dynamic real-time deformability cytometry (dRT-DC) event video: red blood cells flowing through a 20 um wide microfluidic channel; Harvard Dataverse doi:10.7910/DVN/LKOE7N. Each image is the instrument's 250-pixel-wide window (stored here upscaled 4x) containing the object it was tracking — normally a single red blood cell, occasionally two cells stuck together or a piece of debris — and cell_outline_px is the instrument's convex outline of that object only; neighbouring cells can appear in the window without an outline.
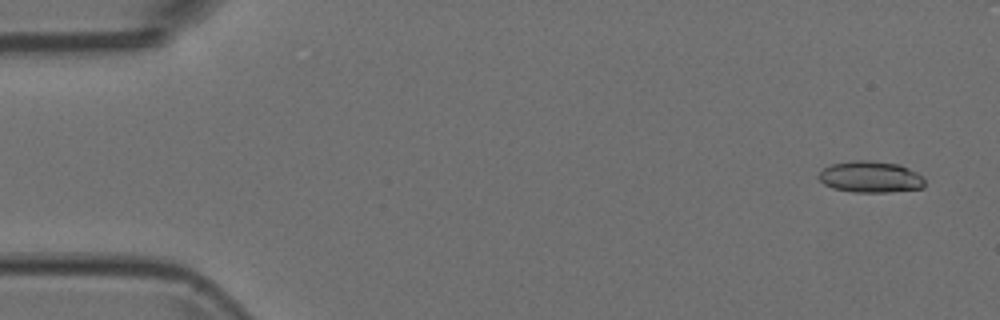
{"species": "Egyptian fruit bat (a non-hibernating species)", "species_latin": "Rousettus aegyptiacus", "temperature_condition": "room temperature", "stored_images_in_passage": 4, "camera_frame_rate_fps": 3000, "um_per_image_px": 0.085, "animal": {"sex": "female"}, "frame": {"image": 1, "passage_image": 1, "time_ms": 0.0, "image_size_px": [1000, 320], "cell_outline_px": [[924, 188], [888, 192], [852, 192], [832, 188], [824, 184], [820, 180], [820, 172], [824, 168], [832, 164], [852, 160], [872, 160], [900, 164], [924, 176]], "centroid_in_image_um": [74.02, 15.03], "position_along_channel_um": 11.0, "area_um2": 19.54}}
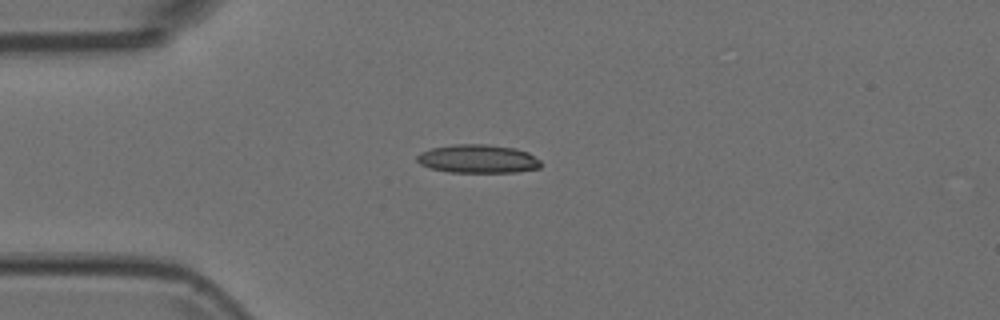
{"frame": {"image": 2, "passage_image": 4, "time_ms": 1.0, "image_size_px": [1000, 320], "cell_outline_px": [[540, 168], [516, 172], [448, 172], [432, 168], [420, 164], [416, 160], [416, 156], [420, 152], [432, 148], [452, 144], [488, 144], [516, 148], [528, 152], [540, 160]], "centroid_in_image_um": [40.62, 13.49], "position_along_channel_um": 44.4, "area_um2": 20.63}}